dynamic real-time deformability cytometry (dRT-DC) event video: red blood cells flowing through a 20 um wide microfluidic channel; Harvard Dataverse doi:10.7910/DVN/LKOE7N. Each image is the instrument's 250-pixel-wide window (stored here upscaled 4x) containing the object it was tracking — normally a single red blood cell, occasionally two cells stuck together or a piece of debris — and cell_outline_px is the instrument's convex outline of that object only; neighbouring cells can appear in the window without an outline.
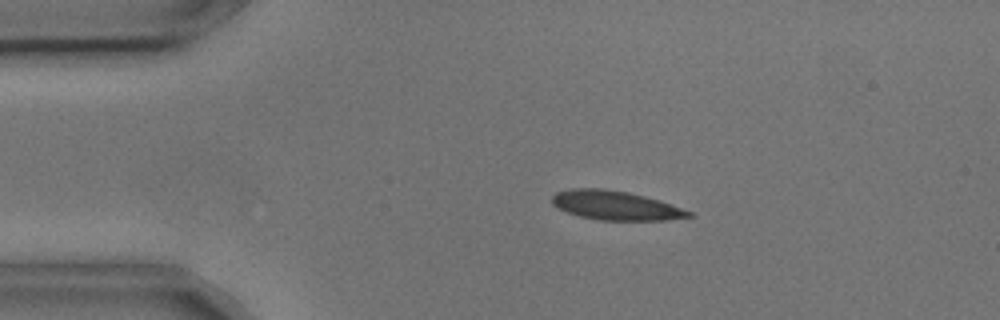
{"species": "common noctule bat (a hibernating species)", "species_latin": "Nyctalus noctula", "temperature_condition": "cold", "stored_images_in_passage": 2, "camera_frame_rate_fps": 3000, "um_per_image_px": 0.085, "animal": {"sex": "male", "body_mass_g": 17.9, "forearm_length_mm": 54.2}, "frame": {"image": 1, "passage_image": 1, "time_ms": 0.0, "image_size_px": [1000, 320], "cell_outline_px": [[692, 216], [668, 220], [600, 220], [580, 216], [568, 212], [552, 204], [552, 196], [556, 192], [572, 188], [604, 188], [628, 192], [660, 200], [692, 212]], "centroid_in_image_um": [52.32, 17.45], "position_along_channel_um": 32.7, "area_um2": 23.06}}